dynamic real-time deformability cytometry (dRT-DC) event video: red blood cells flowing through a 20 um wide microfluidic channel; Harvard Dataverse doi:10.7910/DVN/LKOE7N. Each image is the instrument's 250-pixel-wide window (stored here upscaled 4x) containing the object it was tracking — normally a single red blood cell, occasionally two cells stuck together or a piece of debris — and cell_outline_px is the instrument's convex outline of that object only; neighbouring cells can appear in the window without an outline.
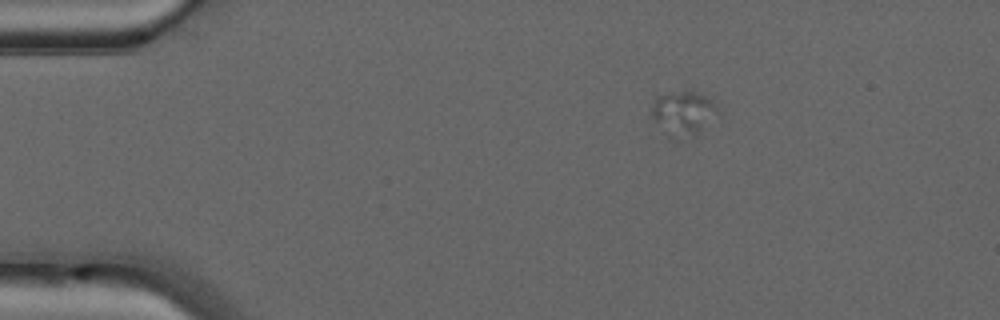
{"species": "common noctule bat (a hibernating species)", "species_latin": "Nyctalus noctula", "temperature_condition": "warm", "stored_images_in_passage": 9, "segment_of_instrument_passage": [1, 2], "camera_frame_rate_fps": 3000, "um_per_image_px": 0.085, "animal": {"sex": "male", "forearm_length_mm": 52.5}, "frame": {"image": 1, "passage_image": 2, "time_ms": 0.333, "image_size_px": [1000, 320], "cell_outline_px": [[716, 108], [700, 128], [696, 132], [676, 140], [668, 140], [648, 116], [652, 104], [656, 96], [684, 88], [688, 88], [700, 92], [712, 100], [716, 104]], "centroid_in_image_um": [57.87, 9.57], "position_along_channel_um": 27.1, "area_um2": 17.34}}